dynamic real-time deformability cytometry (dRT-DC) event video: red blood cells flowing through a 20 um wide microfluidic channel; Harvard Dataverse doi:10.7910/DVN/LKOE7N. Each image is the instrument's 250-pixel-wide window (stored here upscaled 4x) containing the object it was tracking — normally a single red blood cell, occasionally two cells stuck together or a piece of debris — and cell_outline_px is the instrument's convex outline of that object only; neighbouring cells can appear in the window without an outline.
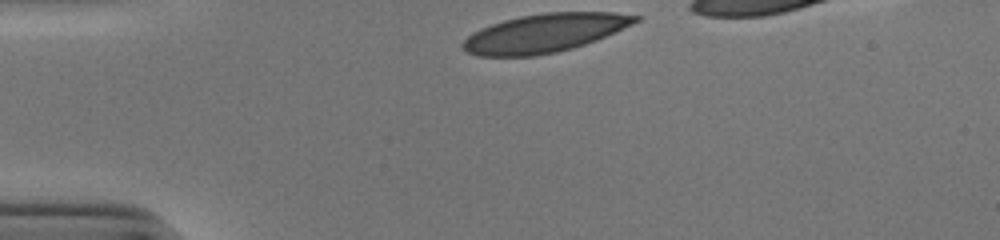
{"species": "human", "species_latin": "Homo sapiens", "temperature_condition": "cold", "stored_images_in_passage": 31, "camera_frame_rate_fps": 3000, "um_per_image_px": 0.085, "donor": {"sex": "male"}, "frame": {"image": 1, "passage_image": 1, "time_ms": 0.0, "image_size_px": [1000, 240], "cell_outline_px": [[640, 20], [632, 24], [596, 40], [572, 48], [556, 52], [536, 56], [476, 56], [460, 48], [460, 44], [472, 32], [480, 28], [504, 20], [520, 16], [544, 12], [616, 12], [640, 16]], "centroid_in_image_um": [46.25, 2.81], "position_along_channel_um": 38.8, "area_um2": 38.73}}
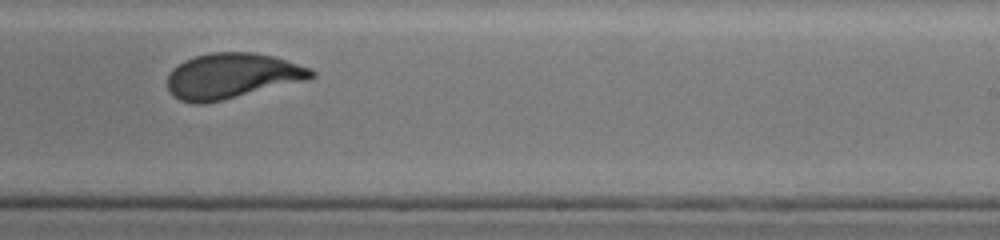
{"frame": {"image": 2, "passage_image": 22, "time_ms": 7.0, "image_size_px": [1000, 240], "cell_outline_px": [[316, 76], [308, 80], [224, 100], [204, 104], [192, 104], [180, 100], [172, 96], [168, 92], [168, 76], [172, 68], [184, 60], [196, 56], [212, 52], [252, 52], [272, 56], [312, 68], [316, 72]], "centroid_in_image_um": [19.71, 6.47], "position_along_channel_um": 269.3, "area_um2": 38.44}}
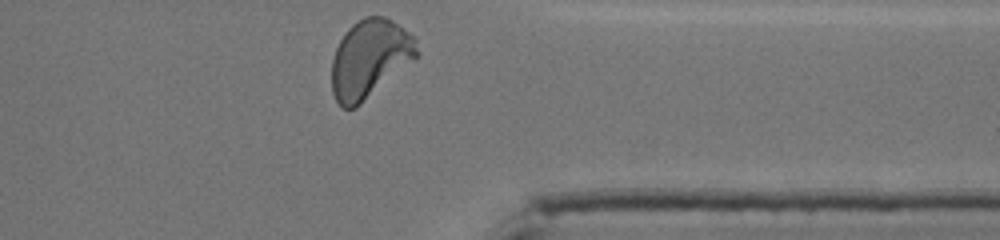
{"frame": {"image": 3, "passage_image": 31, "time_ms": 10.0, "image_size_px": [1000, 240], "cell_outline_px": [[420, 56], [356, 108], [340, 108], [332, 92], [332, 60], [336, 48], [340, 40], [348, 28], [352, 24], [364, 16], [384, 16], [392, 20], [408, 32], [416, 40], [420, 52]], "centroid_in_image_um": [31.44, 5.0], "position_along_channel_um": 380.0, "area_um2": 39.13}, "authors_computed_cell_mechanics": {"area_um2": 38.6104, "velocity_mm_per_s": 3.866, "shape_relaxation_time_tau1_ms": 4.6398, "shape_relaxation_time_tau2_ms": null, "deformation_change_tau1": 0.1744, "deformation_change_tau2": null}}